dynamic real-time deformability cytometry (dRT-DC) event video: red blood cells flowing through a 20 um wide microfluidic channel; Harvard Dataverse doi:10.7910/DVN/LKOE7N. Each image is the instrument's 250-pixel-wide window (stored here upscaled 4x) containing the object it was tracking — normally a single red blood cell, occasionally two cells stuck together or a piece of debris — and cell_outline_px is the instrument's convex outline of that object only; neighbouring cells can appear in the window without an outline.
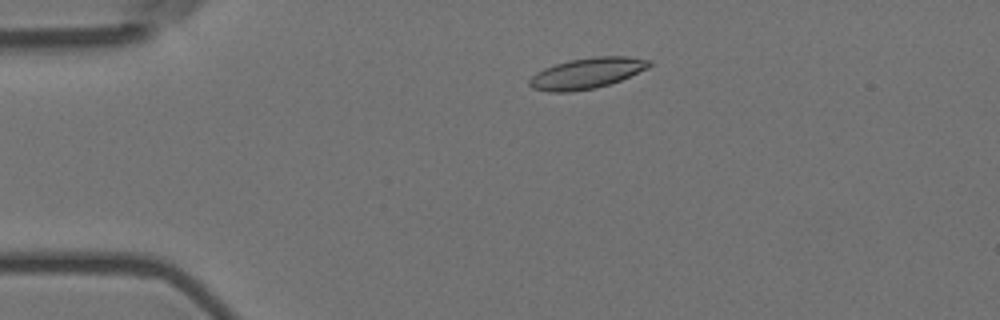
{"species": "Egyptian fruit bat (a non-hibernating species)", "species_latin": "Rousettus aegyptiacus", "temperature_condition": "room temperature", "stored_images_in_passage": 5, "camera_frame_rate_fps": 3000, "um_per_image_px": 0.085, "animal": {"sex": "female"}, "frame": {"image": 1, "passage_image": 3, "time_ms": 0.667, "image_size_px": [1000, 320], "cell_outline_px": [[652, 64], [648, 68], [620, 80], [596, 88], [572, 92], [548, 92], [532, 88], [528, 84], [528, 80], [536, 72], [544, 68], [568, 60], [596, 56], [628, 56], [652, 60]], "centroid_in_image_um": [49.87, 6.22], "position_along_channel_um": 35.1, "area_um2": 21.62}}
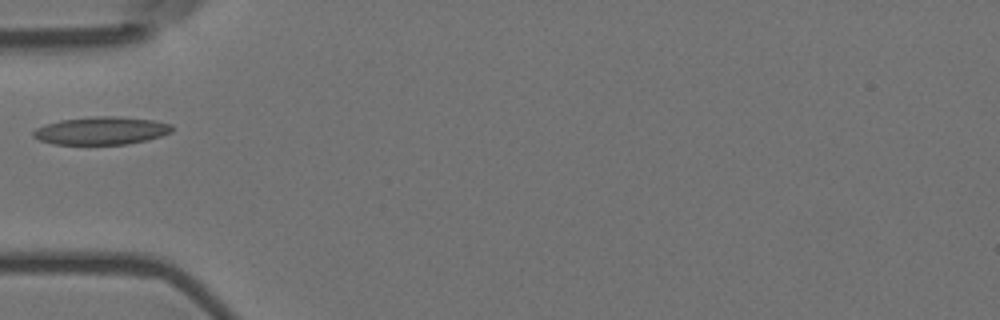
{"frame": {"image": 2, "passage_image": 5, "time_ms": 1.333, "image_size_px": [1000, 320], "cell_outline_px": [[172, 132], [148, 140], [128, 144], [52, 144], [40, 140], [32, 136], [32, 132], [36, 128], [60, 120], [92, 116], [116, 116], [152, 120], [172, 124]], "centroid_in_image_um": [8.62, 11.11], "position_along_channel_um": 76.4, "area_um2": 22.48}}